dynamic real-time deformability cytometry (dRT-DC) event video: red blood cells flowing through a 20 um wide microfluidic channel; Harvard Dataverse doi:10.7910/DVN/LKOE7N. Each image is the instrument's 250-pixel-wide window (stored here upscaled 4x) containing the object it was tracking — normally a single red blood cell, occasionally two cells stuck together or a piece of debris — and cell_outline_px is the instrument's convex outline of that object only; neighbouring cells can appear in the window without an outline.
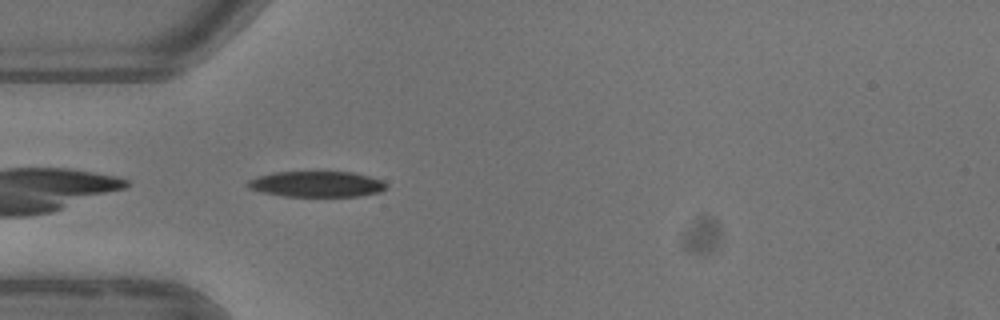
{"species": "common noctule bat (a hibernating species)", "species_latin": "Nyctalus noctula", "temperature_condition": "warm", "stored_images_in_passage": 5, "camera_frame_rate_fps": 3000, "um_per_image_px": 0.085, "animal": {"sex": "female"}, "frame": {"image": 1, "passage_image": 5, "time_ms": 5.0, "image_size_px": [1000, 320], "cell_outline_px": [[388, 188], [380, 192], [356, 196], [284, 196], [264, 192], [248, 188], [248, 180], [260, 176], [276, 172], [352, 172], [384, 180], [388, 184]], "centroid_in_image_um": [26.99, 15.65], "position_along_channel_um": 58.0, "area_um2": 20.63}}